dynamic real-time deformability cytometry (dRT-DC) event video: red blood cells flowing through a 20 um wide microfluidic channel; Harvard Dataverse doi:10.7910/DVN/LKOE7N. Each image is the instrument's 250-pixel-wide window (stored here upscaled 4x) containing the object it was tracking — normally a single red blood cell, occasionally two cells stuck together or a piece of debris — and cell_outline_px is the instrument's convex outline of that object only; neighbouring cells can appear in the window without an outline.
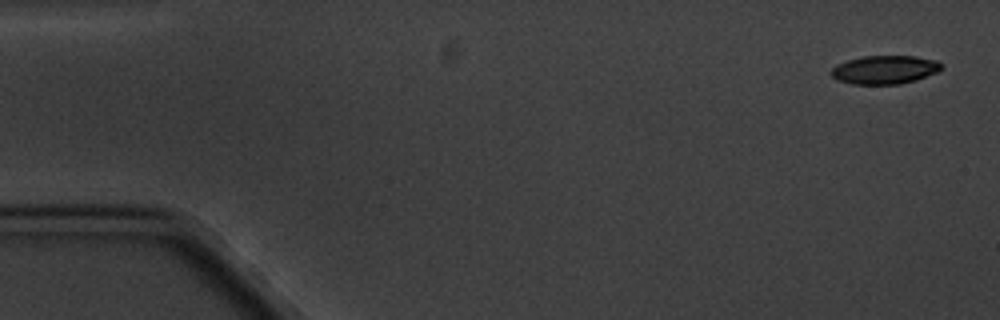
{"species": "common noctule bat (a hibernating species)", "species_latin": "Nyctalus noctula", "temperature_condition": "cold", "stored_images_in_passage": 4, "camera_frame_rate_fps": 3000, "um_per_image_px": 0.085, "animal": {"sex": "male", "body_mass_g": 20.1, "forearm_length_mm": 53.5}, "frame": {"image": 1, "passage_image": 1, "time_ms": 0.0, "image_size_px": [1000, 320], "cell_outline_px": [[944, 64], [936, 72], [916, 80], [900, 84], [852, 84], [836, 80], [828, 72], [836, 64], [848, 60], [864, 56], [916, 56], [936, 60]], "centroid_in_image_um": [75.16, 5.92], "position_along_channel_um": 9.8, "area_um2": 18.38}}